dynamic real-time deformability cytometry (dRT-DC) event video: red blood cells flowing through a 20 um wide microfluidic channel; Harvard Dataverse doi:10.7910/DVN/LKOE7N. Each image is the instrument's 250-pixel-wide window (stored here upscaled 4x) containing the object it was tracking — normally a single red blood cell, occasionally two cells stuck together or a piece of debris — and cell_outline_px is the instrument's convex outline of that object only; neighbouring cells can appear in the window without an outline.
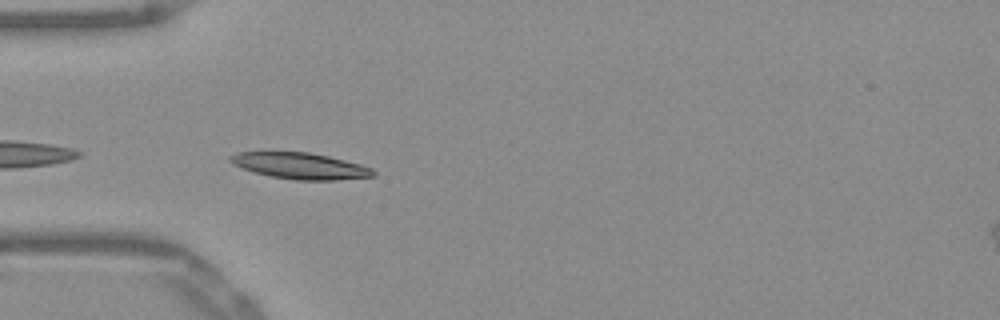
{"species": "Egyptian fruit bat (a non-hibernating species)", "species_latin": "Rousettus aegyptiacus", "temperature_condition": "warm", "stored_images_in_passage": 27, "camera_frame_rate_fps": 3000, "um_per_image_px": 0.085, "frame": {"image": 1, "passage_image": 2, "time_ms": 0.333, "image_size_px": [1000, 320], "cell_outline_px": [[376, 176], [336, 180], [296, 180], [272, 176], [256, 172], [244, 168], [228, 160], [228, 156], [236, 152], [308, 152], [328, 156], [360, 164], [372, 168], [376, 172]], "centroid_in_image_um": [25.56, 14.1], "position_along_channel_um": 59.4, "area_um2": 21.62}}
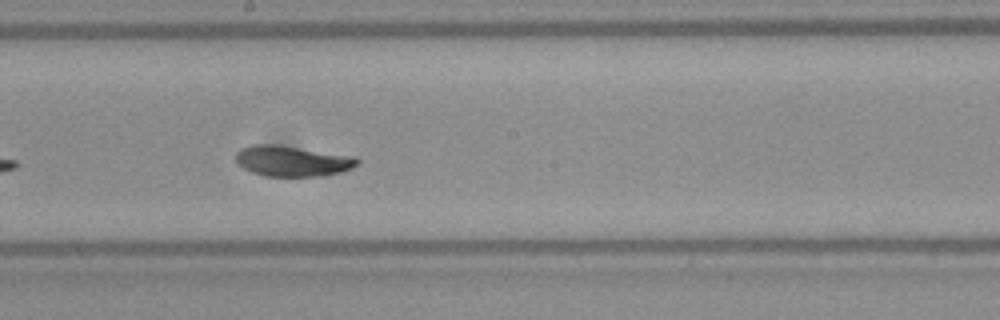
{"frame": {"image": 2, "passage_image": 15, "time_ms": 4.667, "image_size_px": [1000, 320], "cell_outline_px": [[360, 160], [352, 168], [340, 172], [320, 176], [264, 176], [252, 172], [244, 168], [236, 160], [236, 152], [240, 148], [252, 144], [272, 144], [356, 156]], "centroid_in_image_um": [24.84, 13.68], "position_along_channel_um": 223.4, "area_um2": 21.56}}
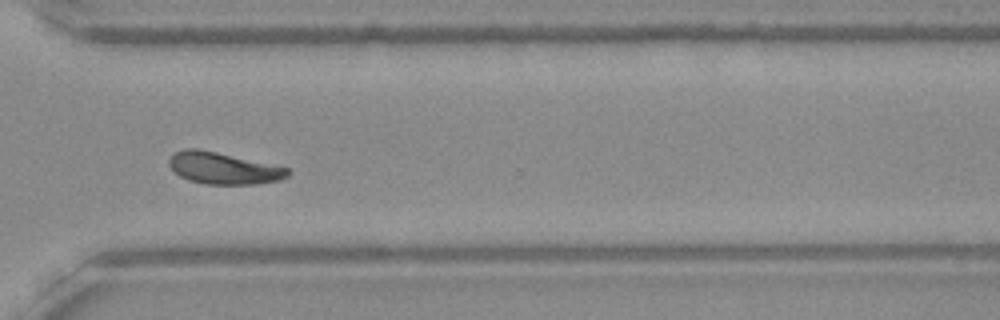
{"frame": {"image": 3, "passage_image": 25, "time_ms": 8.0, "image_size_px": [1000, 320], "cell_outline_px": [[288, 176], [280, 180], [256, 184], [208, 184], [188, 180], [180, 176], [168, 164], [168, 160], [176, 152], [184, 148], [196, 148], [216, 152], [288, 168]], "centroid_in_image_um": [18.96, 14.3], "position_along_channel_um": 351.6, "area_um2": 21.56}, "authors_computed_cell_mechanics": {"area_um2": 21.5594, "velocity_mm_per_s": 3.8511, "shape_relaxation_time_tau1_ms": 2.1683, "shape_relaxation_time_tau2_ms": 1.9615, "deformation_change_tau1": 0.1189, "deformation_change_tau2": 0.0498}}